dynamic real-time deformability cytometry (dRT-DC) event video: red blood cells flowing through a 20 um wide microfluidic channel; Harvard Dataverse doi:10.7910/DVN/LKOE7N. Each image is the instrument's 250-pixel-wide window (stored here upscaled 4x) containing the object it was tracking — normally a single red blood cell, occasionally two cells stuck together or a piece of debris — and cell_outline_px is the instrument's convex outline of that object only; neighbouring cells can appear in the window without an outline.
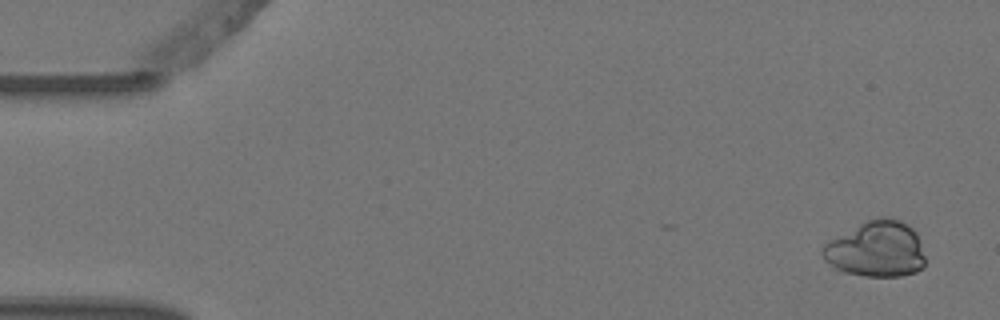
{"species": "Egyptian fruit bat (a non-hibernating species)", "species_latin": "Rousettus aegyptiacus", "temperature_condition": "warm", "stored_images_in_passage": 5, "camera_frame_rate_fps": 3000, "um_per_image_px": 0.085, "animal": {"sex": "female"}, "frame": {"image": 1, "passage_image": 1, "time_ms": 0.0, "image_size_px": [1000, 320], "cell_outline_px": [[924, 268], [916, 272], [900, 276], [864, 276], [836, 272], [824, 260], [820, 252], [820, 248], [824, 244], [860, 224], [876, 216], [888, 216], [900, 220], [912, 228], [916, 232], [924, 256]], "centroid_in_image_um": [74.45, 21.2], "position_along_channel_um": 10.6, "area_um2": 33.76}}